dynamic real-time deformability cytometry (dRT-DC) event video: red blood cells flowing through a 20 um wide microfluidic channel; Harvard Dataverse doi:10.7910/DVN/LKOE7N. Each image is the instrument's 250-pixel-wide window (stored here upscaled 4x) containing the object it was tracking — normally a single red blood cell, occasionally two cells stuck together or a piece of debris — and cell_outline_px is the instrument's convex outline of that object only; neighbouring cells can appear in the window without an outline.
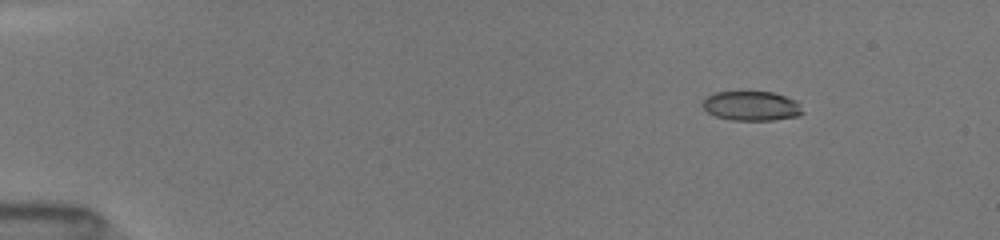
{"species": "common noctule bat (a hibernating species)", "species_latin": "Nyctalus noctula", "temperature_condition": "room temperature", "stored_images_in_passage": 7, "camera_frame_rate_fps": 3000, "um_per_image_px": 0.085, "animal": {"sex": "female", "body_mass_g": 19.5, "forearm_length_mm": 54.1}, "frame": {"image": 1, "passage_image": 2, "time_ms": 1.0, "image_size_px": [1000, 240], "cell_outline_px": [[804, 112], [796, 116], [772, 120], [732, 120], [716, 116], [708, 112], [700, 104], [708, 96], [716, 92], [772, 92], [796, 100], [800, 104]], "centroid_in_image_um": [63.88, 9.0], "position_along_channel_um": 21.1, "area_um2": 17.05}}
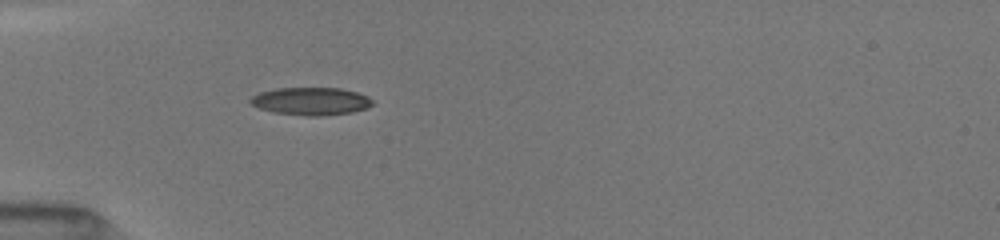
{"frame": {"image": 2, "passage_image": 5, "time_ms": 4.333, "image_size_px": [1000, 240], "cell_outline_px": [[372, 104], [364, 108], [352, 112], [320, 116], [308, 116], [272, 112], [260, 108], [252, 104], [248, 100], [252, 96], [260, 92], [276, 88], [340, 88], [356, 92], [368, 96], [372, 100]], "centroid_in_image_um": [26.4, 8.6], "position_along_channel_um": 58.6, "area_um2": 19.59}}
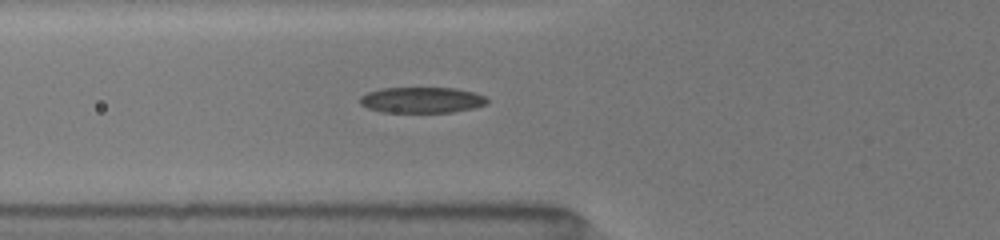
{"frame": {"image": 3, "passage_image": 7, "time_ms": 5.333, "image_size_px": [1000, 240], "cell_outline_px": [[488, 104], [472, 108], [452, 112], [384, 112], [368, 108], [360, 104], [360, 96], [368, 92], [380, 88], [456, 88], [472, 92], [484, 96], [488, 100]], "centroid_in_image_um": [35.84, 8.5], "position_along_channel_um": 90.0, "area_um2": 19.07}}